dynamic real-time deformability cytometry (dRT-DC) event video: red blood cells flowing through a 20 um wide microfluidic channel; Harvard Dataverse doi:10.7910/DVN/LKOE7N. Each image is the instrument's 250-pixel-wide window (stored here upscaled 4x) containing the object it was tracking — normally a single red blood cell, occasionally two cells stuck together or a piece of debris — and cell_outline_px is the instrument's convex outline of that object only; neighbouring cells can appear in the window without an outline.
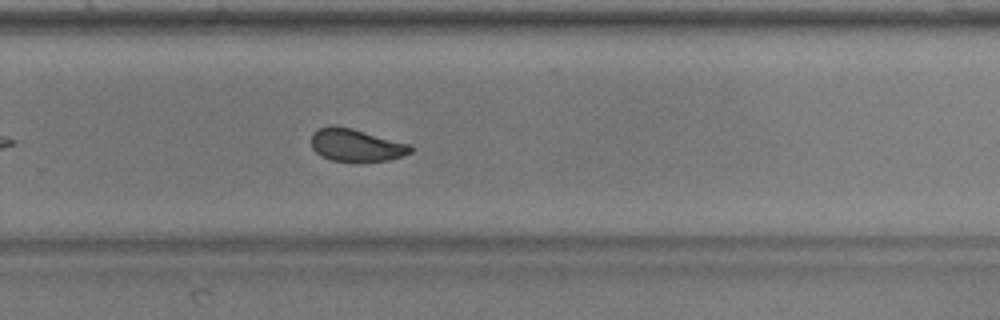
{"species": "common noctule bat (a hibernating species)", "species_latin": "Nyctalus noctula", "temperature_condition": "warm", "stored_images_in_passage": 40, "camera_frame_rate_fps": 3000, "um_per_image_px": 0.085, "animal": {"sex": "male", "body_mass_g": 17.9, "forearm_length_mm": 54.2}, "frame": {"image": 1, "passage_image": 23, "time_ms": 7.333, "image_size_px": [1000, 320], "cell_outline_px": [[416, 148], [412, 152], [388, 160], [332, 160], [320, 156], [312, 148], [312, 136], [320, 128], [352, 128], [412, 144]], "centroid_in_image_um": [30.36, 12.35], "position_along_channel_um": 299.4, "area_um2": 18.21}, "authors_computed_cell_mechanics": {"area_um2": 19.5942, "velocity_mm_per_s": 3.9469, "shape_relaxation_time_tau1_ms": 8.8768, "shape_relaxation_time_tau2_ms": 0.8982, "deformation_change_tau1": 0.1692, "deformation_change_tau2": 0.0555}}